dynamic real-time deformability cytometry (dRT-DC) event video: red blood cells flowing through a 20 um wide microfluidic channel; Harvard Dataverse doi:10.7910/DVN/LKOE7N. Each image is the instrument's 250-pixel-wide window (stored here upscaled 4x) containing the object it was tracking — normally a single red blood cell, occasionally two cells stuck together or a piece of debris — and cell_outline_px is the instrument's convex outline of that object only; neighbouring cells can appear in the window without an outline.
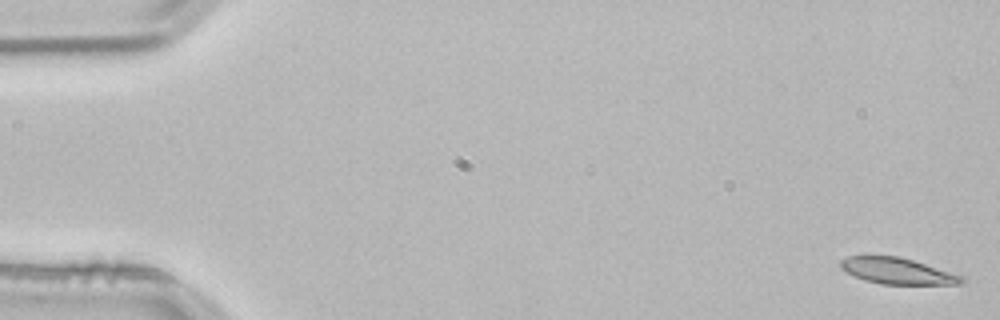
{"species": "common noctule bat (a hibernating species)", "species_latin": "Nyctalus noctula", "temperature_condition": "room temperature", "stored_images_in_passage": 54, "camera_frame_rate_fps": 3000, "um_per_image_px": 0.085, "animal": {"sex": "male", "body_mass_g": 21.5, "forearm_length_mm": 52.0}, "frame": {"image": 1, "passage_image": 1, "time_ms": 0.0, "image_size_px": [1000, 320], "cell_outline_px": [[964, 280], [960, 284], [880, 284], [864, 280], [840, 268], [840, 260], [848, 256], [896, 256], [912, 260], [960, 276]], "centroid_in_image_um": [76.19, 23.03], "position_along_channel_um": 8.8, "area_um2": 17.92}}
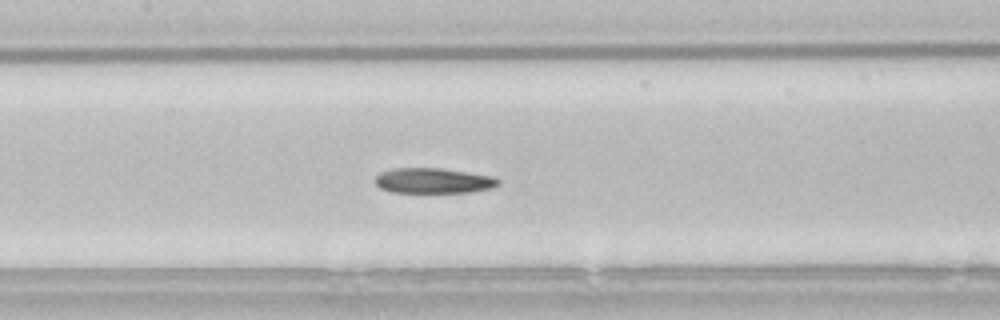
{"frame": {"image": 2, "passage_image": 25, "time_ms": 8.0, "image_size_px": [1000, 320], "cell_outline_px": [[500, 184], [492, 188], [472, 192], [392, 192], [380, 188], [376, 184], [376, 176], [380, 172], [392, 168], [440, 168], [492, 176], [500, 180]], "centroid_in_image_um": [36.84, 15.36], "position_along_channel_um": 170.6, "area_um2": 18.09}}
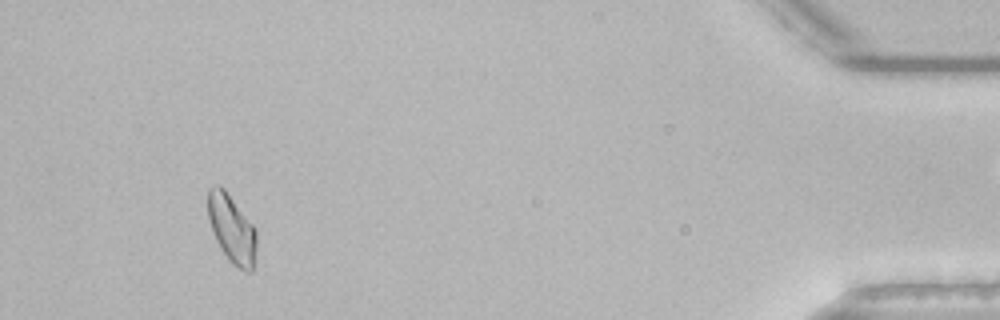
{"frame": {"image": 3, "passage_image": 50, "time_ms": 16.333, "image_size_px": [1000, 320], "cell_outline_px": [[256, 248], [252, 272], [244, 272], [232, 264], [228, 260], [220, 248], [212, 232], [208, 216], [208, 188], [216, 184], [220, 184], [224, 188], [256, 228]], "centroid_in_image_um": [19.7, 19.45], "position_along_channel_um": 415.5, "area_um2": 19.54}, "authors_computed_cell_mechanics": {"area_um2": 18.785, "velocity_mm_per_s": 3.7954, "shape_relaxation_time_tau1_ms": 8.8043, "shape_relaxation_time_tau2_ms": 2.515, "deformation_change_tau1": 0.1752, "deformation_change_tau2": 0.0843}}